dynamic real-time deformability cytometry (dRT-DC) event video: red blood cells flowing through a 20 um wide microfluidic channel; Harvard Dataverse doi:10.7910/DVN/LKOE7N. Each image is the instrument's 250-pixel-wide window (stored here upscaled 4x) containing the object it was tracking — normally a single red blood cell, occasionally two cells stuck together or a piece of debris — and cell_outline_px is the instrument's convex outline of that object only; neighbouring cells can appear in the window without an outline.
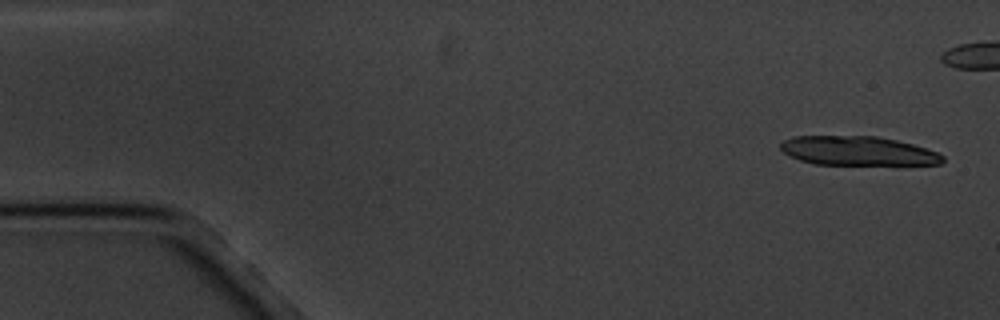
{"species": "common noctule bat (a hibernating species)", "species_latin": "Nyctalus noctula", "temperature_condition": "cold", "stored_images_in_passage": 6, "camera_frame_rate_fps": 3000, "um_per_image_px": 0.085, "animal": {"sex": "male", "body_mass_g": 20.1, "forearm_length_mm": 53.5}, "frame": {"image": 1, "passage_image": 1, "time_ms": 0.0, "image_size_px": [1000, 320], "cell_outline_px": [[944, 160], [940, 164], [816, 164], [800, 160], [784, 152], [780, 148], [780, 144], [784, 140], [796, 136], [876, 136], [896, 140], [912, 144], [936, 152], [944, 156]], "centroid_in_image_um": [72.9, 12.82], "position_along_channel_um": 12.1, "area_um2": 27.11}}